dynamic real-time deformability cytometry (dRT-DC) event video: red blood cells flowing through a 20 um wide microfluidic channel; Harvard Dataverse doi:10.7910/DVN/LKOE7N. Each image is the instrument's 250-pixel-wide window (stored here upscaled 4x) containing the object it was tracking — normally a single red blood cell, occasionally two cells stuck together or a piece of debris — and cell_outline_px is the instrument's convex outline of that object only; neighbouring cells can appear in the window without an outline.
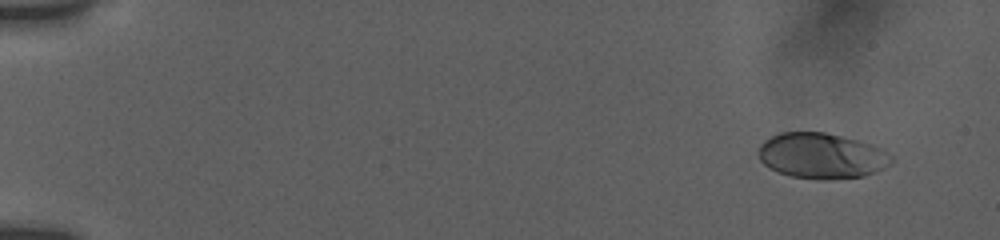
{"species": "human", "species_latin": "Homo sapiens", "temperature_condition": "room temperature", "stored_images_in_passage": 9, "camera_frame_rate_fps": 3000, "um_per_image_px": 0.085, "donor": {"sex": "female"}, "frame": {"image": 1, "passage_image": 2, "time_ms": 1.0, "image_size_px": [1000, 240], "cell_outline_px": [[892, 160], [884, 168], [876, 172], [864, 176], [828, 180], [820, 180], [792, 176], [776, 172], [768, 168], [760, 160], [756, 152], [760, 144], [764, 140], [780, 132], [824, 132], [872, 144], [884, 148], [892, 156]], "centroid_in_image_um": [69.81, 13.25], "position_along_channel_um": 15.2, "area_um2": 35.66}}
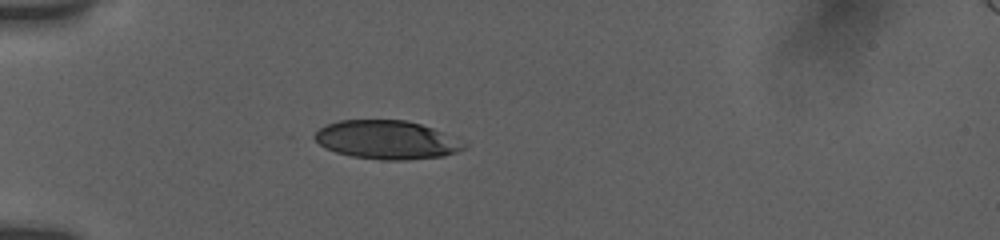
{"frame": {"image": 2, "passage_image": 8, "time_ms": 5.333, "image_size_px": [1000, 240], "cell_outline_px": [[468, 144], [464, 148], [456, 152], [444, 156], [408, 160], [380, 160], [352, 156], [336, 152], [324, 148], [308, 136], [320, 128], [328, 124], [340, 120], [404, 120], [420, 124], [432, 128]], "centroid_in_image_um": [32.8, 11.89], "position_along_channel_um": 52.2, "area_um2": 33.7}}